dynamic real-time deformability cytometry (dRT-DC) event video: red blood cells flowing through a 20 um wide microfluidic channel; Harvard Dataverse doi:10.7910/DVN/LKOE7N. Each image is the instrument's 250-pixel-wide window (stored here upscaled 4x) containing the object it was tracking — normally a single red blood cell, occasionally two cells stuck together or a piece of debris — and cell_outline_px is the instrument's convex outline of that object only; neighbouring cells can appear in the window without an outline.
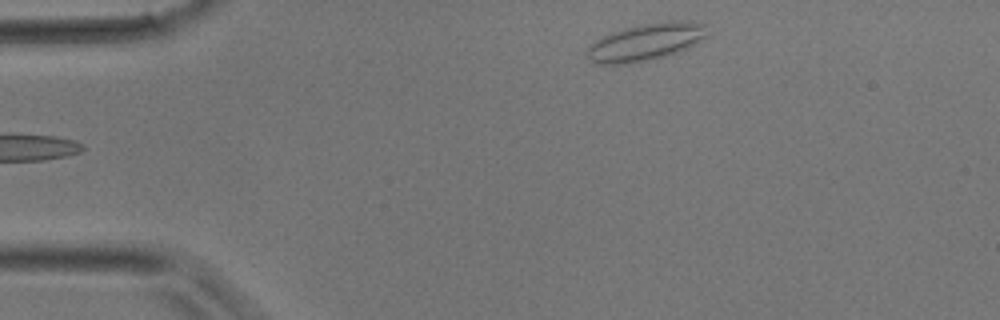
{"species": "common noctule bat (a hibernating species)", "species_latin": "Nyctalus noctula", "temperature_condition": "room temperature", "stored_images_in_passage": 3, "camera_frame_rate_fps": 3000, "um_per_image_px": 0.085, "animal": {"sex": "male", "body_mass_g": 17.9}, "frame": {"image": 1, "passage_image": 3, "time_ms": 3.333, "image_size_px": [1000, 320], "cell_outline_px": [[708, 36], [688, 48], [664, 56], [632, 64], [596, 64], [588, 56], [588, 44], [612, 32], [628, 28], [648, 24], [704, 24]], "centroid_in_image_um": [54.8, 3.65], "position_along_channel_um": 30.2, "area_um2": 24.68}}